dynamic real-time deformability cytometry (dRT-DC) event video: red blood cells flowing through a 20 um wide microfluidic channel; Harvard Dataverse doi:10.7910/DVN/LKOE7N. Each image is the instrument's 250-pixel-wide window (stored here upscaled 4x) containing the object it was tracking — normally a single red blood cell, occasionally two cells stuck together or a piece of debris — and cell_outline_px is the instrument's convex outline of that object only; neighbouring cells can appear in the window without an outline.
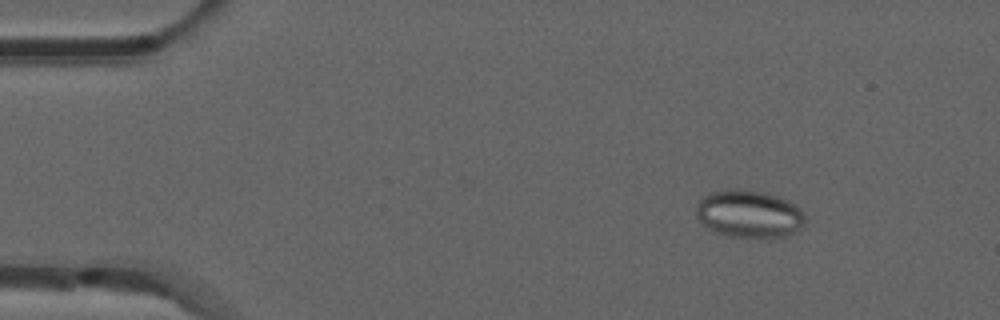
{"species": "common noctule bat (a hibernating species)", "species_latin": "Nyctalus noctula", "temperature_condition": "room temperature", "stored_images_in_passage": 49, "camera_frame_rate_fps": 3000, "um_per_image_px": 0.085, "animal": {"sex": "male", "forearm_length_mm": 52.5}, "frame": {"image": 1, "passage_image": 3, "time_ms": 0.667, "image_size_px": [1000, 320], "cell_outline_px": [[804, 224], [796, 232], [772, 240], [768, 240], [724, 236], [716, 232], [704, 224], [696, 216], [696, 204], [708, 192], [728, 188], [732, 188], [764, 192], [788, 200], [800, 208], [804, 212]], "centroid_in_image_um": [63.68, 18.21], "position_along_channel_um": 21.3, "area_um2": 30.98}}
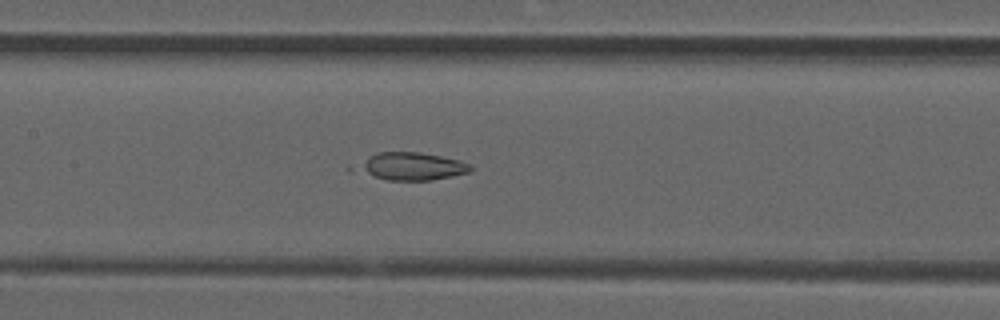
{"frame": {"image": 2, "passage_image": 21, "time_ms": 6.667, "image_size_px": [1000, 320], "cell_outline_px": [[472, 168], [468, 172], [432, 180], [388, 180], [348, 172], [348, 164], [380, 152], [420, 152], [460, 160], [472, 164]], "centroid_in_image_um": [34.72, 14.14], "position_along_channel_um": 172.7, "area_um2": 19.19}}
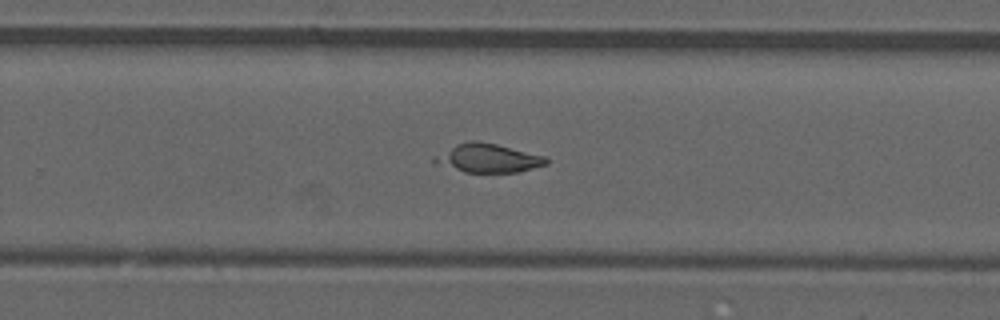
{"frame": {"image": 3, "passage_image": 30, "time_ms": 9.667, "image_size_px": [1000, 320], "cell_outline_px": [[548, 164], [516, 172], [464, 172], [432, 164], [432, 156], [456, 144], [472, 140], [476, 140], [496, 144], [544, 156], [548, 160]], "centroid_in_image_um": [41.38, 13.44], "position_along_channel_um": 288.4, "area_um2": 18.73}}